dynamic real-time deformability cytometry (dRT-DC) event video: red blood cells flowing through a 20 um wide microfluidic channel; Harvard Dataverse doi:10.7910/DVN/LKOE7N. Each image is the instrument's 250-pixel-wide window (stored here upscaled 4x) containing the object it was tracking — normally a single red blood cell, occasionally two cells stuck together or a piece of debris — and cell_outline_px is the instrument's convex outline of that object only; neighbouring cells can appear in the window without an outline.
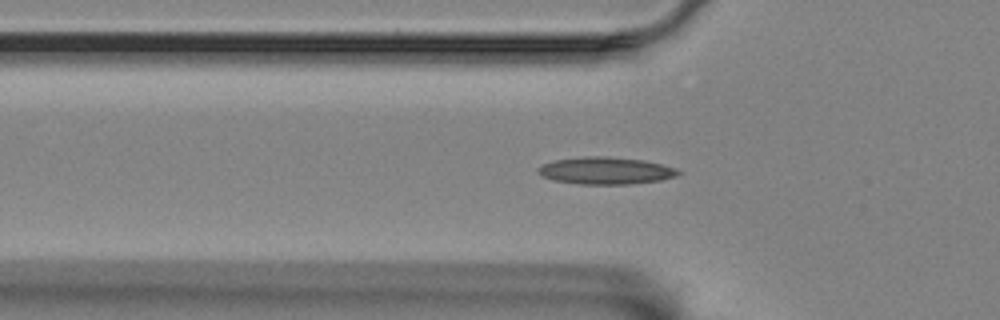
{"species": "Egyptian fruit bat (a non-hibernating species)", "species_latin": "Rousettus aegyptiacus", "temperature_condition": "room temperature", "stored_images_in_passage": 46, "camera_frame_rate_fps": 3000, "um_per_image_px": 0.085, "animal": {"sex": "female"}, "frame": {"image": 1, "passage_image": 7, "time_ms": 2.0, "image_size_px": [1000, 320], "cell_outline_px": [[680, 172], [676, 176], [660, 180], [632, 184], [580, 184], [556, 180], [544, 176], [536, 172], [536, 168], [544, 164], [556, 160], [588, 156], [604, 156], [640, 160], [660, 164], [676, 168]], "centroid_in_image_um": [51.48, 14.51], "position_along_channel_um": 74.3, "area_um2": 21.79}}
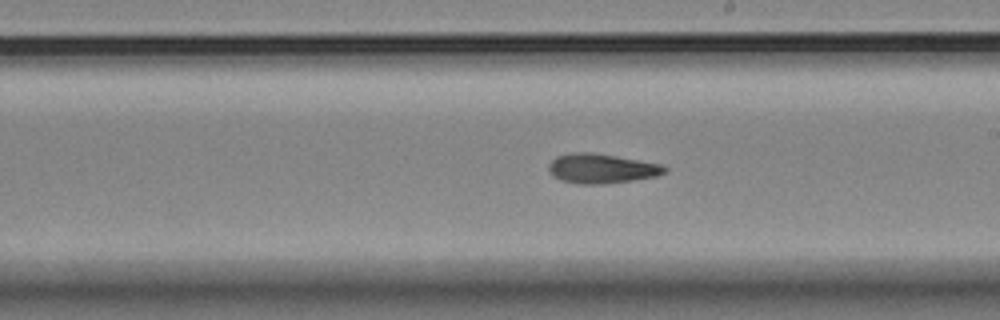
{"frame": {"image": 2, "passage_image": 21, "time_ms": 6.667, "image_size_px": [1000, 320], "cell_outline_px": [[668, 168], [664, 172], [656, 176], [632, 180], [600, 184], [580, 184], [560, 180], [552, 176], [548, 172], [548, 164], [556, 156], [572, 152], [592, 152], [664, 164]], "centroid_in_image_um": [51.1, 14.31], "position_along_channel_um": 237.9, "area_um2": 20.11}}
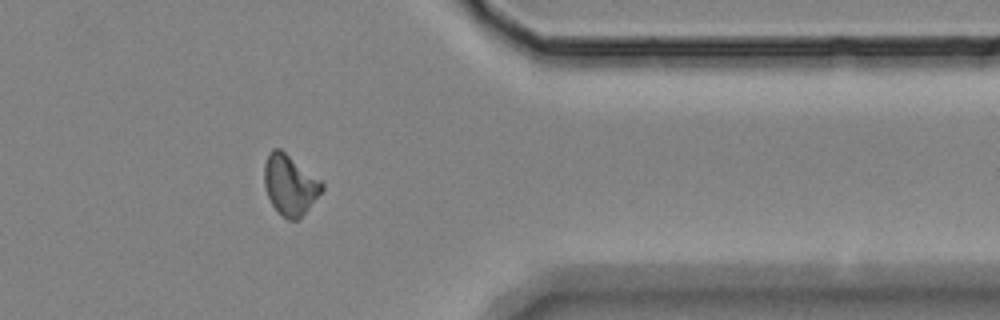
{"frame": {"image": 3, "passage_image": 35, "time_ms": 11.333, "image_size_px": [1000, 320], "cell_outline_px": [[324, 188], [300, 220], [288, 220], [272, 204], [268, 196], [264, 184], [264, 164], [268, 152], [272, 148], [280, 148], [320, 180], [324, 184]], "centroid_in_image_um": [24.64, 15.7], "position_along_channel_um": 386.8, "area_um2": 20.11}, "authors_computed_cell_mechanics": {"area_um2": 19.5653, "velocity_mm_per_s": 3.4761, "shape_relaxation_time_tau1_ms": null, "shape_relaxation_time_tau2_ms": 3.9008, "deformation_change_tau1": null, "deformation_change_tau2": 0.1166}}